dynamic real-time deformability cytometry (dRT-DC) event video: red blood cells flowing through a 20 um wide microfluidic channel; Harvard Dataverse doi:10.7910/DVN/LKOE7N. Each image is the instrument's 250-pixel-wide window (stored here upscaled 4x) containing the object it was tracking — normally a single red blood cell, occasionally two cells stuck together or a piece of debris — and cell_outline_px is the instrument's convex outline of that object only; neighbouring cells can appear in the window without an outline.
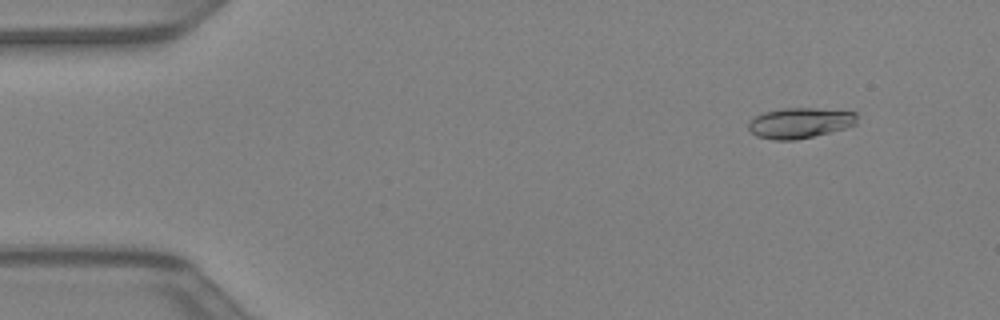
{"species": "Egyptian fruit bat (a non-hibernating species)", "species_latin": "Rousettus aegyptiacus", "temperature_condition": "warm", "stored_images_in_passage": 39, "camera_frame_rate_fps": 3000, "um_per_image_px": 0.085, "animal": {"sex": "female"}, "frame": {"image": 1, "passage_image": 1, "time_ms": 0.0, "image_size_px": [1000, 320], "cell_outline_px": [[856, 124], [844, 128], [796, 140], [772, 140], [756, 136], [748, 128], [748, 124], [756, 116], [764, 112], [784, 108], [816, 108], [856, 112]], "centroid_in_image_um": [67.97, 10.45], "position_along_channel_um": 17.0, "area_um2": 19.07}}
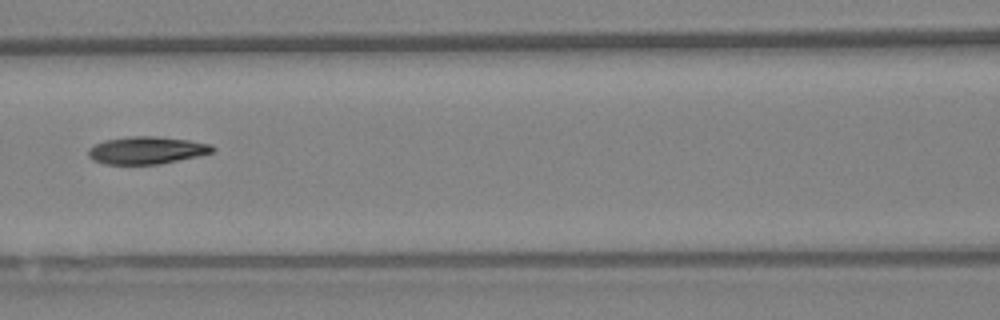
{"frame": {"image": 2, "passage_image": 16, "time_ms": 5.0, "image_size_px": [1000, 320], "cell_outline_px": [[216, 148], [212, 152], [196, 156], [156, 164], [104, 164], [92, 160], [88, 156], [88, 148], [104, 140], [128, 136], [156, 136], [188, 140], [208, 144]], "centroid_in_image_um": [12.4, 12.77], "position_along_channel_um": 154.2, "area_um2": 19.65}}
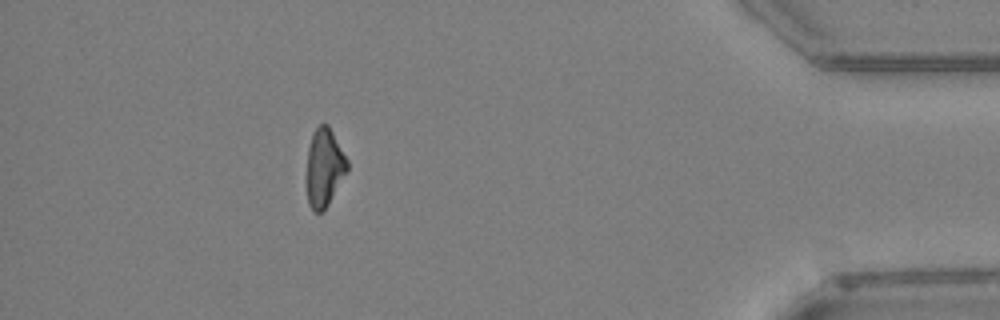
{"frame": {"image": 3, "passage_image": 35, "time_ms": 11.333, "image_size_px": [1000, 320], "cell_outline_px": [[348, 168], [328, 204], [320, 212], [312, 212], [308, 204], [308, 148], [312, 132], [320, 124], [328, 124], [348, 160]], "centroid_in_image_um": [27.57, 14.21], "position_along_channel_um": 407.6, "area_um2": 18.03}}